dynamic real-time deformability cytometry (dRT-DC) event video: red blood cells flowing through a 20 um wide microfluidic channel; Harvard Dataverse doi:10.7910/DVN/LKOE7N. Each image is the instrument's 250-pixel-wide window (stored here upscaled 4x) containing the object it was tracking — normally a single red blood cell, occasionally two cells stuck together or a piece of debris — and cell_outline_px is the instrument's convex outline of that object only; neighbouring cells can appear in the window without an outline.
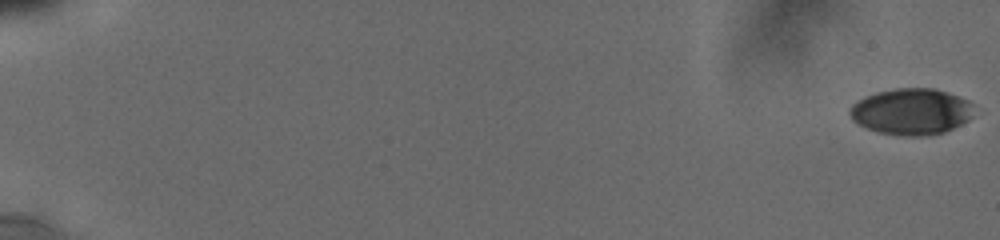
{"species": "human", "species_latin": "Homo sapiens", "temperature_condition": "cold", "stored_images_in_passage": 59, "camera_frame_rate_fps": 3000, "um_per_image_px": 0.085, "donor": {"sex": "male"}, "frame": {"image": 1, "passage_image": 1, "time_ms": 0.0, "image_size_px": [1000, 240], "cell_outline_px": [[972, 104], [968, 120], [944, 132], [924, 136], [900, 136], [876, 132], [852, 120], [848, 112], [848, 108], [856, 100], [864, 96], [876, 92], [896, 88], [932, 88], [968, 100]], "centroid_in_image_um": [77.38, 9.49], "position_along_channel_um": 7.6, "area_um2": 33.35}}
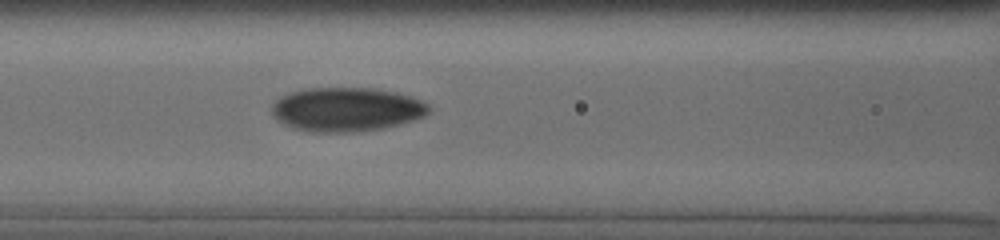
{"frame": {"image": 2, "passage_image": 40, "time_ms": 9.0, "image_size_px": [1000, 240], "cell_outline_px": [[432, 108], [424, 116], [400, 124], [384, 128], [360, 132], [308, 132], [292, 128], [276, 120], [272, 116], [272, 104], [280, 96], [292, 92], [308, 88], [372, 88], [396, 92], [412, 96], [428, 104]], "centroid_in_image_um": [29.44, 9.31], "position_along_channel_um": 137.2, "area_um2": 40.63}}
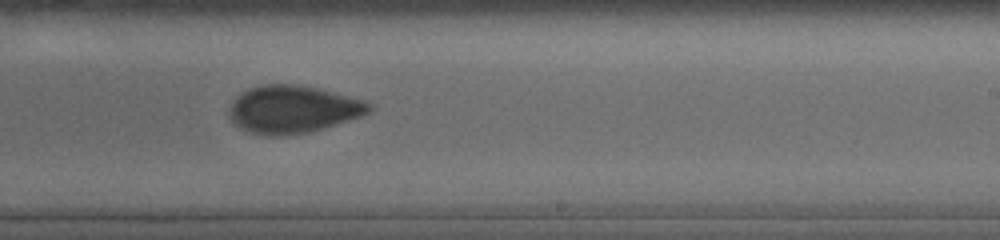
{"frame": {"image": 3, "passage_image": 56, "time_ms": 12.333, "image_size_px": [1000, 240], "cell_outline_px": [[372, 108], [368, 112], [360, 116], [324, 128], [308, 132], [284, 136], [260, 136], [248, 132], [240, 128], [228, 116], [228, 108], [232, 100], [236, 96], [248, 88], [264, 84], [296, 84], [316, 88], [364, 100], [372, 104]], "centroid_in_image_um": [24.83, 9.3], "position_along_channel_um": 264.2, "area_um2": 38.96}}